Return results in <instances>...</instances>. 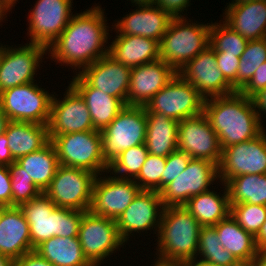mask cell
Masks as SVG:
<instances>
[{"label":"cell","mask_w":266,"mask_h":266,"mask_svg":"<svg viewBox=\"0 0 266 266\" xmlns=\"http://www.w3.org/2000/svg\"><path fill=\"white\" fill-rule=\"evenodd\" d=\"M107 24L104 10L99 5L74 14L48 49V56L56 64H67V67L74 69L73 72L76 70L74 74L80 73L85 67L108 54V28L111 27Z\"/></svg>","instance_id":"obj_1"},{"label":"cell","mask_w":266,"mask_h":266,"mask_svg":"<svg viewBox=\"0 0 266 266\" xmlns=\"http://www.w3.org/2000/svg\"><path fill=\"white\" fill-rule=\"evenodd\" d=\"M203 113L224 148L252 140L264 130L251 98L239 91L206 99Z\"/></svg>","instance_id":"obj_2"},{"label":"cell","mask_w":266,"mask_h":266,"mask_svg":"<svg viewBox=\"0 0 266 266\" xmlns=\"http://www.w3.org/2000/svg\"><path fill=\"white\" fill-rule=\"evenodd\" d=\"M201 225L183 206L164 207L157 235V257L189 262L196 258Z\"/></svg>","instance_id":"obj_3"},{"label":"cell","mask_w":266,"mask_h":266,"mask_svg":"<svg viewBox=\"0 0 266 266\" xmlns=\"http://www.w3.org/2000/svg\"><path fill=\"white\" fill-rule=\"evenodd\" d=\"M33 250L51 237H78L85 211L57 207L43 192L21 204Z\"/></svg>","instance_id":"obj_4"},{"label":"cell","mask_w":266,"mask_h":266,"mask_svg":"<svg viewBox=\"0 0 266 266\" xmlns=\"http://www.w3.org/2000/svg\"><path fill=\"white\" fill-rule=\"evenodd\" d=\"M186 18L173 17L159 43L160 59L176 72L209 46L211 24L193 23Z\"/></svg>","instance_id":"obj_5"},{"label":"cell","mask_w":266,"mask_h":266,"mask_svg":"<svg viewBox=\"0 0 266 266\" xmlns=\"http://www.w3.org/2000/svg\"><path fill=\"white\" fill-rule=\"evenodd\" d=\"M50 141L55 146L60 165L88 170L97 176L104 172L109 174V165L102 156L99 130L61 134Z\"/></svg>","instance_id":"obj_6"},{"label":"cell","mask_w":266,"mask_h":266,"mask_svg":"<svg viewBox=\"0 0 266 266\" xmlns=\"http://www.w3.org/2000/svg\"><path fill=\"white\" fill-rule=\"evenodd\" d=\"M145 106L126 105L101 132L102 156L109 165L124 150L144 144L146 138Z\"/></svg>","instance_id":"obj_7"},{"label":"cell","mask_w":266,"mask_h":266,"mask_svg":"<svg viewBox=\"0 0 266 266\" xmlns=\"http://www.w3.org/2000/svg\"><path fill=\"white\" fill-rule=\"evenodd\" d=\"M53 94L29 82L0 93V106L9 121L48 125Z\"/></svg>","instance_id":"obj_8"},{"label":"cell","mask_w":266,"mask_h":266,"mask_svg":"<svg viewBox=\"0 0 266 266\" xmlns=\"http://www.w3.org/2000/svg\"><path fill=\"white\" fill-rule=\"evenodd\" d=\"M97 175L84 169L59 165L43 192L57 207L89 211Z\"/></svg>","instance_id":"obj_9"},{"label":"cell","mask_w":266,"mask_h":266,"mask_svg":"<svg viewBox=\"0 0 266 266\" xmlns=\"http://www.w3.org/2000/svg\"><path fill=\"white\" fill-rule=\"evenodd\" d=\"M205 99L178 73L145 105L146 113H161L181 121L203 112Z\"/></svg>","instance_id":"obj_10"},{"label":"cell","mask_w":266,"mask_h":266,"mask_svg":"<svg viewBox=\"0 0 266 266\" xmlns=\"http://www.w3.org/2000/svg\"><path fill=\"white\" fill-rule=\"evenodd\" d=\"M78 238L85 257L93 266H100L105 258L125 245L118 233L116 220L94 215L90 211L82 216Z\"/></svg>","instance_id":"obj_11"},{"label":"cell","mask_w":266,"mask_h":266,"mask_svg":"<svg viewBox=\"0 0 266 266\" xmlns=\"http://www.w3.org/2000/svg\"><path fill=\"white\" fill-rule=\"evenodd\" d=\"M73 0H37L29 10V43L49 49L73 17Z\"/></svg>","instance_id":"obj_12"},{"label":"cell","mask_w":266,"mask_h":266,"mask_svg":"<svg viewBox=\"0 0 266 266\" xmlns=\"http://www.w3.org/2000/svg\"><path fill=\"white\" fill-rule=\"evenodd\" d=\"M7 46V47H6ZM13 47L2 44L0 56V93L6 89L36 81L34 77L42 58L48 54L44 46L25 43Z\"/></svg>","instance_id":"obj_13"},{"label":"cell","mask_w":266,"mask_h":266,"mask_svg":"<svg viewBox=\"0 0 266 266\" xmlns=\"http://www.w3.org/2000/svg\"><path fill=\"white\" fill-rule=\"evenodd\" d=\"M216 179L219 180L215 163L191 158L186 169L159 192L163 205L183 206L192 196L210 190Z\"/></svg>","instance_id":"obj_14"},{"label":"cell","mask_w":266,"mask_h":266,"mask_svg":"<svg viewBox=\"0 0 266 266\" xmlns=\"http://www.w3.org/2000/svg\"><path fill=\"white\" fill-rule=\"evenodd\" d=\"M246 174H266V131L252 140L228 146L222 150L218 166L219 182Z\"/></svg>","instance_id":"obj_15"},{"label":"cell","mask_w":266,"mask_h":266,"mask_svg":"<svg viewBox=\"0 0 266 266\" xmlns=\"http://www.w3.org/2000/svg\"><path fill=\"white\" fill-rule=\"evenodd\" d=\"M140 191L134 180L111 176V173L109 176L100 174L93 185L89 211L94 215L117 220Z\"/></svg>","instance_id":"obj_16"},{"label":"cell","mask_w":266,"mask_h":266,"mask_svg":"<svg viewBox=\"0 0 266 266\" xmlns=\"http://www.w3.org/2000/svg\"><path fill=\"white\" fill-rule=\"evenodd\" d=\"M177 145L178 150L192 159L209 160L217 166L221 162L222 149L218 135L203 112L179 121Z\"/></svg>","instance_id":"obj_17"},{"label":"cell","mask_w":266,"mask_h":266,"mask_svg":"<svg viewBox=\"0 0 266 266\" xmlns=\"http://www.w3.org/2000/svg\"><path fill=\"white\" fill-rule=\"evenodd\" d=\"M164 207L159 192L141 190L116 220L122 240L127 243L135 232L140 235L141 231L144 233L153 228L157 236Z\"/></svg>","instance_id":"obj_18"},{"label":"cell","mask_w":266,"mask_h":266,"mask_svg":"<svg viewBox=\"0 0 266 266\" xmlns=\"http://www.w3.org/2000/svg\"><path fill=\"white\" fill-rule=\"evenodd\" d=\"M177 73L192 84L205 100L236 92L217 67L215 51L210 46L191 59Z\"/></svg>","instance_id":"obj_19"},{"label":"cell","mask_w":266,"mask_h":266,"mask_svg":"<svg viewBox=\"0 0 266 266\" xmlns=\"http://www.w3.org/2000/svg\"><path fill=\"white\" fill-rule=\"evenodd\" d=\"M53 94L50 120L48 123L49 139L61 134L95 130L89 109L82 96L69 84L63 100Z\"/></svg>","instance_id":"obj_20"},{"label":"cell","mask_w":266,"mask_h":266,"mask_svg":"<svg viewBox=\"0 0 266 266\" xmlns=\"http://www.w3.org/2000/svg\"><path fill=\"white\" fill-rule=\"evenodd\" d=\"M177 72L160 58L131 68L127 105L145 106Z\"/></svg>","instance_id":"obj_21"},{"label":"cell","mask_w":266,"mask_h":266,"mask_svg":"<svg viewBox=\"0 0 266 266\" xmlns=\"http://www.w3.org/2000/svg\"><path fill=\"white\" fill-rule=\"evenodd\" d=\"M79 74L92 87L119 98L127 105L131 68L107 54L85 67Z\"/></svg>","instance_id":"obj_22"},{"label":"cell","mask_w":266,"mask_h":266,"mask_svg":"<svg viewBox=\"0 0 266 266\" xmlns=\"http://www.w3.org/2000/svg\"><path fill=\"white\" fill-rule=\"evenodd\" d=\"M134 6L137 9L115 21L112 30L121 35L146 37L160 43L173 17L156 4Z\"/></svg>","instance_id":"obj_23"},{"label":"cell","mask_w":266,"mask_h":266,"mask_svg":"<svg viewBox=\"0 0 266 266\" xmlns=\"http://www.w3.org/2000/svg\"><path fill=\"white\" fill-rule=\"evenodd\" d=\"M33 251L29 224L20 207L2 206L0 254L16 260Z\"/></svg>","instance_id":"obj_24"},{"label":"cell","mask_w":266,"mask_h":266,"mask_svg":"<svg viewBox=\"0 0 266 266\" xmlns=\"http://www.w3.org/2000/svg\"><path fill=\"white\" fill-rule=\"evenodd\" d=\"M70 85L82 96L95 130L102 131L126 106L119 98L92 87L79 73L72 77Z\"/></svg>","instance_id":"obj_25"},{"label":"cell","mask_w":266,"mask_h":266,"mask_svg":"<svg viewBox=\"0 0 266 266\" xmlns=\"http://www.w3.org/2000/svg\"><path fill=\"white\" fill-rule=\"evenodd\" d=\"M223 21L249 40L266 38V0L230 4L225 7Z\"/></svg>","instance_id":"obj_26"},{"label":"cell","mask_w":266,"mask_h":266,"mask_svg":"<svg viewBox=\"0 0 266 266\" xmlns=\"http://www.w3.org/2000/svg\"><path fill=\"white\" fill-rule=\"evenodd\" d=\"M108 46V54L129 68L137 67L160 58L159 42L150 38L116 34Z\"/></svg>","instance_id":"obj_27"},{"label":"cell","mask_w":266,"mask_h":266,"mask_svg":"<svg viewBox=\"0 0 266 266\" xmlns=\"http://www.w3.org/2000/svg\"><path fill=\"white\" fill-rule=\"evenodd\" d=\"M4 133L15 161L42 149L50 142L48 125L33 122L9 121Z\"/></svg>","instance_id":"obj_28"},{"label":"cell","mask_w":266,"mask_h":266,"mask_svg":"<svg viewBox=\"0 0 266 266\" xmlns=\"http://www.w3.org/2000/svg\"><path fill=\"white\" fill-rule=\"evenodd\" d=\"M218 241L231 252L242 265H249L259 252L255 237L242 228L230 214L214 225Z\"/></svg>","instance_id":"obj_29"},{"label":"cell","mask_w":266,"mask_h":266,"mask_svg":"<svg viewBox=\"0 0 266 266\" xmlns=\"http://www.w3.org/2000/svg\"><path fill=\"white\" fill-rule=\"evenodd\" d=\"M222 195L207 190L198 195L192 196L183 207L186 208L199 222L201 226H214L220 220L227 218L231 212L230 200L225 183Z\"/></svg>","instance_id":"obj_30"},{"label":"cell","mask_w":266,"mask_h":266,"mask_svg":"<svg viewBox=\"0 0 266 266\" xmlns=\"http://www.w3.org/2000/svg\"><path fill=\"white\" fill-rule=\"evenodd\" d=\"M146 119L147 151L165 158L176 151L179 122L161 113H146Z\"/></svg>","instance_id":"obj_31"},{"label":"cell","mask_w":266,"mask_h":266,"mask_svg":"<svg viewBox=\"0 0 266 266\" xmlns=\"http://www.w3.org/2000/svg\"><path fill=\"white\" fill-rule=\"evenodd\" d=\"M34 251L53 266H93L85 257L78 237L54 236Z\"/></svg>","instance_id":"obj_32"},{"label":"cell","mask_w":266,"mask_h":266,"mask_svg":"<svg viewBox=\"0 0 266 266\" xmlns=\"http://www.w3.org/2000/svg\"><path fill=\"white\" fill-rule=\"evenodd\" d=\"M16 162L43 192L50 185L60 165L51 141L42 149L18 158Z\"/></svg>","instance_id":"obj_33"},{"label":"cell","mask_w":266,"mask_h":266,"mask_svg":"<svg viewBox=\"0 0 266 266\" xmlns=\"http://www.w3.org/2000/svg\"><path fill=\"white\" fill-rule=\"evenodd\" d=\"M230 204L250 203L266 206V174H246L226 184Z\"/></svg>","instance_id":"obj_34"},{"label":"cell","mask_w":266,"mask_h":266,"mask_svg":"<svg viewBox=\"0 0 266 266\" xmlns=\"http://www.w3.org/2000/svg\"><path fill=\"white\" fill-rule=\"evenodd\" d=\"M196 258L216 266H242L236 257L218 241L214 226L201 227Z\"/></svg>","instance_id":"obj_35"},{"label":"cell","mask_w":266,"mask_h":266,"mask_svg":"<svg viewBox=\"0 0 266 266\" xmlns=\"http://www.w3.org/2000/svg\"><path fill=\"white\" fill-rule=\"evenodd\" d=\"M222 23V24H221ZM248 40L233 30L223 20L211 22L209 31V46L215 52H223L240 57L245 50Z\"/></svg>","instance_id":"obj_36"},{"label":"cell","mask_w":266,"mask_h":266,"mask_svg":"<svg viewBox=\"0 0 266 266\" xmlns=\"http://www.w3.org/2000/svg\"><path fill=\"white\" fill-rule=\"evenodd\" d=\"M266 62V38L249 40L240 56L237 70V91L254 75L257 68Z\"/></svg>","instance_id":"obj_37"},{"label":"cell","mask_w":266,"mask_h":266,"mask_svg":"<svg viewBox=\"0 0 266 266\" xmlns=\"http://www.w3.org/2000/svg\"><path fill=\"white\" fill-rule=\"evenodd\" d=\"M148 154L145 144L126 149L109 164L108 172L119 178L134 180Z\"/></svg>","instance_id":"obj_38"},{"label":"cell","mask_w":266,"mask_h":266,"mask_svg":"<svg viewBox=\"0 0 266 266\" xmlns=\"http://www.w3.org/2000/svg\"><path fill=\"white\" fill-rule=\"evenodd\" d=\"M8 168L12 186V207H19L43 192L16 161L8 165Z\"/></svg>","instance_id":"obj_39"},{"label":"cell","mask_w":266,"mask_h":266,"mask_svg":"<svg viewBox=\"0 0 266 266\" xmlns=\"http://www.w3.org/2000/svg\"><path fill=\"white\" fill-rule=\"evenodd\" d=\"M230 205L232 217L242 228L256 237L266 220V206L250 203Z\"/></svg>","instance_id":"obj_40"},{"label":"cell","mask_w":266,"mask_h":266,"mask_svg":"<svg viewBox=\"0 0 266 266\" xmlns=\"http://www.w3.org/2000/svg\"><path fill=\"white\" fill-rule=\"evenodd\" d=\"M165 166V157L149 153L134 181L141 190L160 192L162 190V173Z\"/></svg>","instance_id":"obj_41"},{"label":"cell","mask_w":266,"mask_h":266,"mask_svg":"<svg viewBox=\"0 0 266 266\" xmlns=\"http://www.w3.org/2000/svg\"><path fill=\"white\" fill-rule=\"evenodd\" d=\"M190 160L188 154L178 149L166 157V166L162 173V189L186 169Z\"/></svg>","instance_id":"obj_42"},{"label":"cell","mask_w":266,"mask_h":266,"mask_svg":"<svg viewBox=\"0 0 266 266\" xmlns=\"http://www.w3.org/2000/svg\"><path fill=\"white\" fill-rule=\"evenodd\" d=\"M217 67L222 71L225 79L237 91V70L239 67L240 57L223 52H215Z\"/></svg>","instance_id":"obj_43"},{"label":"cell","mask_w":266,"mask_h":266,"mask_svg":"<svg viewBox=\"0 0 266 266\" xmlns=\"http://www.w3.org/2000/svg\"><path fill=\"white\" fill-rule=\"evenodd\" d=\"M266 87V62L255 71L253 77L239 90L241 94L252 98L256 93Z\"/></svg>","instance_id":"obj_44"},{"label":"cell","mask_w":266,"mask_h":266,"mask_svg":"<svg viewBox=\"0 0 266 266\" xmlns=\"http://www.w3.org/2000/svg\"><path fill=\"white\" fill-rule=\"evenodd\" d=\"M0 205L12 207V186L8 165L0 164Z\"/></svg>","instance_id":"obj_45"},{"label":"cell","mask_w":266,"mask_h":266,"mask_svg":"<svg viewBox=\"0 0 266 266\" xmlns=\"http://www.w3.org/2000/svg\"><path fill=\"white\" fill-rule=\"evenodd\" d=\"M190 1L191 0H157L155 4L168 12L172 17H180L184 16L182 15L183 12L191 5Z\"/></svg>","instance_id":"obj_46"},{"label":"cell","mask_w":266,"mask_h":266,"mask_svg":"<svg viewBox=\"0 0 266 266\" xmlns=\"http://www.w3.org/2000/svg\"><path fill=\"white\" fill-rule=\"evenodd\" d=\"M14 266H53L49 261L40 257L35 251L24 254L14 260Z\"/></svg>","instance_id":"obj_47"},{"label":"cell","mask_w":266,"mask_h":266,"mask_svg":"<svg viewBox=\"0 0 266 266\" xmlns=\"http://www.w3.org/2000/svg\"><path fill=\"white\" fill-rule=\"evenodd\" d=\"M251 99L253 101L257 115L259 116L261 123H263L264 121H262V117L264 115L266 117V87L256 93Z\"/></svg>","instance_id":"obj_48"},{"label":"cell","mask_w":266,"mask_h":266,"mask_svg":"<svg viewBox=\"0 0 266 266\" xmlns=\"http://www.w3.org/2000/svg\"><path fill=\"white\" fill-rule=\"evenodd\" d=\"M15 160L13 159L8 147V139L5 133L0 134V164L10 165Z\"/></svg>","instance_id":"obj_49"},{"label":"cell","mask_w":266,"mask_h":266,"mask_svg":"<svg viewBox=\"0 0 266 266\" xmlns=\"http://www.w3.org/2000/svg\"><path fill=\"white\" fill-rule=\"evenodd\" d=\"M15 4L16 0H0V23H2L3 19H6L8 12L15 7Z\"/></svg>","instance_id":"obj_50"},{"label":"cell","mask_w":266,"mask_h":266,"mask_svg":"<svg viewBox=\"0 0 266 266\" xmlns=\"http://www.w3.org/2000/svg\"><path fill=\"white\" fill-rule=\"evenodd\" d=\"M256 245L259 251H266V220L258 235L255 237Z\"/></svg>","instance_id":"obj_51"},{"label":"cell","mask_w":266,"mask_h":266,"mask_svg":"<svg viewBox=\"0 0 266 266\" xmlns=\"http://www.w3.org/2000/svg\"><path fill=\"white\" fill-rule=\"evenodd\" d=\"M156 260V261H155ZM153 266H186L185 262L161 259L156 256Z\"/></svg>","instance_id":"obj_52"},{"label":"cell","mask_w":266,"mask_h":266,"mask_svg":"<svg viewBox=\"0 0 266 266\" xmlns=\"http://www.w3.org/2000/svg\"><path fill=\"white\" fill-rule=\"evenodd\" d=\"M250 266H266V251H259L252 259Z\"/></svg>","instance_id":"obj_53"},{"label":"cell","mask_w":266,"mask_h":266,"mask_svg":"<svg viewBox=\"0 0 266 266\" xmlns=\"http://www.w3.org/2000/svg\"><path fill=\"white\" fill-rule=\"evenodd\" d=\"M8 123H9V119L5 115V113L2 111L1 106H0V134L5 132Z\"/></svg>","instance_id":"obj_54"},{"label":"cell","mask_w":266,"mask_h":266,"mask_svg":"<svg viewBox=\"0 0 266 266\" xmlns=\"http://www.w3.org/2000/svg\"><path fill=\"white\" fill-rule=\"evenodd\" d=\"M186 266H216V265L194 258L193 260L186 262Z\"/></svg>","instance_id":"obj_55"},{"label":"cell","mask_w":266,"mask_h":266,"mask_svg":"<svg viewBox=\"0 0 266 266\" xmlns=\"http://www.w3.org/2000/svg\"><path fill=\"white\" fill-rule=\"evenodd\" d=\"M0 266H14V260L0 254Z\"/></svg>","instance_id":"obj_56"},{"label":"cell","mask_w":266,"mask_h":266,"mask_svg":"<svg viewBox=\"0 0 266 266\" xmlns=\"http://www.w3.org/2000/svg\"><path fill=\"white\" fill-rule=\"evenodd\" d=\"M134 5L155 4L157 0H130Z\"/></svg>","instance_id":"obj_57"},{"label":"cell","mask_w":266,"mask_h":266,"mask_svg":"<svg viewBox=\"0 0 266 266\" xmlns=\"http://www.w3.org/2000/svg\"><path fill=\"white\" fill-rule=\"evenodd\" d=\"M253 1H257V0H231V3L229 2L228 5L230 4H240V3H247V2H253Z\"/></svg>","instance_id":"obj_58"},{"label":"cell","mask_w":266,"mask_h":266,"mask_svg":"<svg viewBox=\"0 0 266 266\" xmlns=\"http://www.w3.org/2000/svg\"><path fill=\"white\" fill-rule=\"evenodd\" d=\"M1 216H2V206L0 205V221H1Z\"/></svg>","instance_id":"obj_59"},{"label":"cell","mask_w":266,"mask_h":266,"mask_svg":"<svg viewBox=\"0 0 266 266\" xmlns=\"http://www.w3.org/2000/svg\"><path fill=\"white\" fill-rule=\"evenodd\" d=\"M0 56H1V53H2V43H0Z\"/></svg>","instance_id":"obj_60"}]
</instances>
